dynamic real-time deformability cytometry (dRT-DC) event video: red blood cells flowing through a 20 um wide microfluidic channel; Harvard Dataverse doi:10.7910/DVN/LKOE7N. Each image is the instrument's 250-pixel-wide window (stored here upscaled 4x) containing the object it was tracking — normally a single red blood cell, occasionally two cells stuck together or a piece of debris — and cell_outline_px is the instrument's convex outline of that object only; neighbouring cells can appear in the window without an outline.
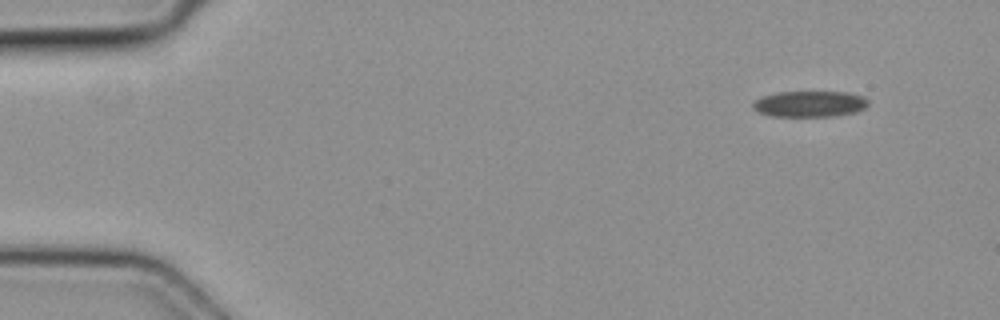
{"species": "common noctule bat (a hibernating species)", "species_latin": "Nyctalus noctula", "temperature_condition": "cold", "stored_images_in_passage": 4, "camera_frame_rate_fps": 3000, "um_per_image_px": 0.085, "animal": {"sex": "female", "body_mass_g": 19.3, "forearm_length_mm": 54.1}, "frame": {"image": 1, "passage_image": 1, "time_ms": 0.0, "image_size_px": [1000, 320], "cell_outline_px": [[868, 104], [864, 108], [856, 112], [832, 116], [772, 116], [760, 112], [752, 108], [752, 104], [760, 96], [776, 92], [848, 92], [864, 96], [868, 100]], "centroid_in_image_um": [68.82, 8.82], "position_along_channel_um": 16.2, "area_um2": 17.51}}
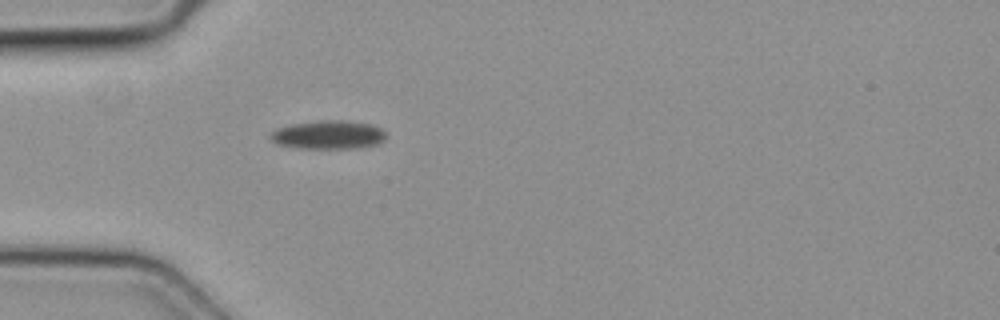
{"frame": {"image": 2, "passage_image": 4, "time_ms": 1.0, "image_size_px": [1000, 320], "cell_outline_px": [[388, 136], [380, 144], [356, 148], [300, 148], [276, 144], [268, 136], [272, 132], [280, 128], [292, 124], [324, 120], [344, 120], [372, 124], [380, 128]], "centroid_in_image_um": [27.96, 11.46], "position_along_channel_um": 57.0, "area_um2": 19.25}}